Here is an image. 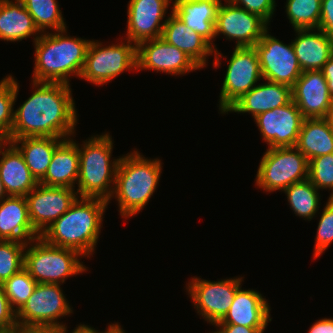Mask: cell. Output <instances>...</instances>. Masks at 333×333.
I'll return each mask as SVG.
<instances>
[{
  "label": "cell",
  "mask_w": 333,
  "mask_h": 333,
  "mask_svg": "<svg viewBox=\"0 0 333 333\" xmlns=\"http://www.w3.org/2000/svg\"><path fill=\"white\" fill-rule=\"evenodd\" d=\"M32 82L33 94L14 110L8 141L22 137H73L78 116L70 85Z\"/></svg>",
  "instance_id": "6da1fadb"
},
{
  "label": "cell",
  "mask_w": 333,
  "mask_h": 333,
  "mask_svg": "<svg viewBox=\"0 0 333 333\" xmlns=\"http://www.w3.org/2000/svg\"><path fill=\"white\" fill-rule=\"evenodd\" d=\"M109 202L78 197L59 219L40 237L48 244L75 250L83 258L91 256L101 232L103 213Z\"/></svg>",
  "instance_id": "7a4b0ae2"
},
{
  "label": "cell",
  "mask_w": 333,
  "mask_h": 333,
  "mask_svg": "<svg viewBox=\"0 0 333 333\" xmlns=\"http://www.w3.org/2000/svg\"><path fill=\"white\" fill-rule=\"evenodd\" d=\"M66 34L67 28L54 33H41L34 42L35 65L32 81L70 85L71 76L80 78L90 40Z\"/></svg>",
  "instance_id": "3957f363"
},
{
  "label": "cell",
  "mask_w": 333,
  "mask_h": 333,
  "mask_svg": "<svg viewBox=\"0 0 333 333\" xmlns=\"http://www.w3.org/2000/svg\"><path fill=\"white\" fill-rule=\"evenodd\" d=\"M161 170L160 159H147L139 151L120 157L111 198L117 199L122 218L135 216L147 205L159 184Z\"/></svg>",
  "instance_id": "277c9868"
},
{
  "label": "cell",
  "mask_w": 333,
  "mask_h": 333,
  "mask_svg": "<svg viewBox=\"0 0 333 333\" xmlns=\"http://www.w3.org/2000/svg\"><path fill=\"white\" fill-rule=\"evenodd\" d=\"M79 151V177L77 195L82 198H99L110 202L115 185L119 158L111 160L113 140L109 133L94 135ZM111 160V161H110Z\"/></svg>",
  "instance_id": "5b68a950"
},
{
  "label": "cell",
  "mask_w": 333,
  "mask_h": 333,
  "mask_svg": "<svg viewBox=\"0 0 333 333\" xmlns=\"http://www.w3.org/2000/svg\"><path fill=\"white\" fill-rule=\"evenodd\" d=\"M81 256L75 250L50 245L39 237L25 247L24 269L37 283L61 284L87 270L80 262Z\"/></svg>",
  "instance_id": "8992f818"
},
{
  "label": "cell",
  "mask_w": 333,
  "mask_h": 333,
  "mask_svg": "<svg viewBox=\"0 0 333 333\" xmlns=\"http://www.w3.org/2000/svg\"><path fill=\"white\" fill-rule=\"evenodd\" d=\"M266 150L257 171L256 186L270 193L308 179L309 161L295 146Z\"/></svg>",
  "instance_id": "52a82bcc"
},
{
  "label": "cell",
  "mask_w": 333,
  "mask_h": 333,
  "mask_svg": "<svg viewBox=\"0 0 333 333\" xmlns=\"http://www.w3.org/2000/svg\"><path fill=\"white\" fill-rule=\"evenodd\" d=\"M127 41V42H126ZM91 40L86 52L85 65L80 78L101 86L112 81L125 70H137V45L125 43L103 46Z\"/></svg>",
  "instance_id": "ba28073f"
},
{
  "label": "cell",
  "mask_w": 333,
  "mask_h": 333,
  "mask_svg": "<svg viewBox=\"0 0 333 333\" xmlns=\"http://www.w3.org/2000/svg\"><path fill=\"white\" fill-rule=\"evenodd\" d=\"M62 284L37 283L27 302L16 312L22 328H62L58 319L71 314L72 308L60 287Z\"/></svg>",
  "instance_id": "9c48e42d"
},
{
  "label": "cell",
  "mask_w": 333,
  "mask_h": 333,
  "mask_svg": "<svg viewBox=\"0 0 333 333\" xmlns=\"http://www.w3.org/2000/svg\"><path fill=\"white\" fill-rule=\"evenodd\" d=\"M220 91L219 110L221 114L263 79L258 53L254 46L235 47L227 65Z\"/></svg>",
  "instance_id": "30bf717a"
},
{
  "label": "cell",
  "mask_w": 333,
  "mask_h": 333,
  "mask_svg": "<svg viewBox=\"0 0 333 333\" xmlns=\"http://www.w3.org/2000/svg\"><path fill=\"white\" fill-rule=\"evenodd\" d=\"M243 277L208 281L193 277L186 285L197 313L208 323L215 325L227 314Z\"/></svg>",
  "instance_id": "8fae6325"
},
{
  "label": "cell",
  "mask_w": 333,
  "mask_h": 333,
  "mask_svg": "<svg viewBox=\"0 0 333 333\" xmlns=\"http://www.w3.org/2000/svg\"><path fill=\"white\" fill-rule=\"evenodd\" d=\"M254 47L258 53L263 80L292 88L302 74L292 42L286 45L267 30Z\"/></svg>",
  "instance_id": "7c38bea8"
},
{
  "label": "cell",
  "mask_w": 333,
  "mask_h": 333,
  "mask_svg": "<svg viewBox=\"0 0 333 333\" xmlns=\"http://www.w3.org/2000/svg\"><path fill=\"white\" fill-rule=\"evenodd\" d=\"M25 197L31 224L41 235L69 210L79 196L72 188L45 186L39 183Z\"/></svg>",
  "instance_id": "4fadbf2b"
},
{
  "label": "cell",
  "mask_w": 333,
  "mask_h": 333,
  "mask_svg": "<svg viewBox=\"0 0 333 333\" xmlns=\"http://www.w3.org/2000/svg\"><path fill=\"white\" fill-rule=\"evenodd\" d=\"M220 4L215 23V37L220 33L228 40H236L235 47L255 46L268 30V23L260 16L225 0ZM228 3V4H227Z\"/></svg>",
  "instance_id": "5bb4252c"
},
{
  "label": "cell",
  "mask_w": 333,
  "mask_h": 333,
  "mask_svg": "<svg viewBox=\"0 0 333 333\" xmlns=\"http://www.w3.org/2000/svg\"><path fill=\"white\" fill-rule=\"evenodd\" d=\"M302 113L291 100L288 104L258 114L254 118L268 148L292 147L303 123Z\"/></svg>",
  "instance_id": "9a60e30c"
},
{
  "label": "cell",
  "mask_w": 333,
  "mask_h": 333,
  "mask_svg": "<svg viewBox=\"0 0 333 333\" xmlns=\"http://www.w3.org/2000/svg\"><path fill=\"white\" fill-rule=\"evenodd\" d=\"M201 67L185 52L168 44L161 37L137 45V71L155 70L170 75H184Z\"/></svg>",
  "instance_id": "2e32d148"
},
{
  "label": "cell",
  "mask_w": 333,
  "mask_h": 333,
  "mask_svg": "<svg viewBox=\"0 0 333 333\" xmlns=\"http://www.w3.org/2000/svg\"><path fill=\"white\" fill-rule=\"evenodd\" d=\"M172 0H130L126 40L138 45L162 36L166 10ZM162 21V22H161ZM161 22V23H160Z\"/></svg>",
  "instance_id": "e0dca14e"
},
{
  "label": "cell",
  "mask_w": 333,
  "mask_h": 333,
  "mask_svg": "<svg viewBox=\"0 0 333 333\" xmlns=\"http://www.w3.org/2000/svg\"><path fill=\"white\" fill-rule=\"evenodd\" d=\"M172 12L197 34L205 38L214 49L213 66L219 67L223 57L214 46L215 23L221 0H175Z\"/></svg>",
  "instance_id": "ac0fdd59"
},
{
  "label": "cell",
  "mask_w": 333,
  "mask_h": 333,
  "mask_svg": "<svg viewBox=\"0 0 333 333\" xmlns=\"http://www.w3.org/2000/svg\"><path fill=\"white\" fill-rule=\"evenodd\" d=\"M332 98L321 70L302 72L292 87V100L304 118H324Z\"/></svg>",
  "instance_id": "d6986e66"
},
{
  "label": "cell",
  "mask_w": 333,
  "mask_h": 333,
  "mask_svg": "<svg viewBox=\"0 0 333 333\" xmlns=\"http://www.w3.org/2000/svg\"><path fill=\"white\" fill-rule=\"evenodd\" d=\"M257 290L236 291L234 301L225 317L215 325H241L250 328H266L270 316V306Z\"/></svg>",
  "instance_id": "ffe728a7"
},
{
  "label": "cell",
  "mask_w": 333,
  "mask_h": 333,
  "mask_svg": "<svg viewBox=\"0 0 333 333\" xmlns=\"http://www.w3.org/2000/svg\"><path fill=\"white\" fill-rule=\"evenodd\" d=\"M39 237L31 224L25 196H8L0 202V240L28 243Z\"/></svg>",
  "instance_id": "44dd1931"
},
{
  "label": "cell",
  "mask_w": 333,
  "mask_h": 333,
  "mask_svg": "<svg viewBox=\"0 0 333 333\" xmlns=\"http://www.w3.org/2000/svg\"><path fill=\"white\" fill-rule=\"evenodd\" d=\"M0 155V179L8 196H26L39 184L12 142L0 147Z\"/></svg>",
  "instance_id": "7402d4cb"
},
{
  "label": "cell",
  "mask_w": 333,
  "mask_h": 333,
  "mask_svg": "<svg viewBox=\"0 0 333 333\" xmlns=\"http://www.w3.org/2000/svg\"><path fill=\"white\" fill-rule=\"evenodd\" d=\"M297 37L292 45L302 70H322L328 59L333 55V37L321 29H295ZM315 31V32H313Z\"/></svg>",
  "instance_id": "603a6c76"
},
{
  "label": "cell",
  "mask_w": 333,
  "mask_h": 333,
  "mask_svg": "<svg viewBox=\"0 0 333 333\" xmlns=\"http://www.w3.org/2000/svg\"><path fill=\"white\" fill-rule=\"evenodd\" d=\"M292 100V88L288 85L268 81L253 87L236 101L227 111L235 113H251L253 118L288 104Z\"/></svg>",
  "instance_id": "cb8c5ba5"
},
{
  "label": "cell",
  "mask_w": 333,
  "mask_h": 333,
  "mask_svg": "<svg viewBox=\"0 0 333 333\" xmlns=\"http://www.w3.org/2000/svg\"><path fill=\"white\" fill-rule=\"evenodd\" d=\"M165 22L161 38L185 52L201 68L206 67L207 56L215 52L213 46L187 27L172 11Z\"/></svg>",
  "instance_id": "d4e9b609"
},
{
  "label": "cell",
  "mask_w": 333,
  "mask_h": 333,
  "mask_svg": "<svg viewBox=\"0 0 333 333\" xmlns=\"http://www.w3.org/2000/svg\"><path fill=\"white\" fill-rule=\"evenodd\" d=\"M78 144L72 138L64 139L54 151L45 176L39 181L45 186L75 189L79 177Z\"/></svg>",
  "instance_id": "484cf974"
},
{
  "label": "cell",
  "mask_w": 333,
  "mask_h": 333,
  "mask_svg": "<svg viewBox=\"0 0 333 333\" xmlns=\"http://www.w3.org/2000/svg\"><path fill=\"white\" fill-rule=\"evenodd\" d=\"M40 34L21 0H0V40L15 42L35 35V42Z\"/></svg>",
  "instance_id": "4316f807"
},
{
  "label": "cell",
  "mask_w": 333,
  "mask_h": 333,
  "mask_svg": "<svg viewBox=\"0 0 333 333\" xmlns=\"http://www.w3.org/2000/svg\"><path fill=\"white\" fill-rule=\"evenodd\" d=\"M295 147L308 161L333 153V130L324 118H305Z\"/></svg>",
  "instance_id": "83f0119b"
},
{
  "label": "cell",
  "mask_w": 333,
  "mask_h": 333,
  "mask_svg": "<svg viewBox=\"0 0 333 333\" xmlns=\"http://www.w3.org/2000/svg\"><path fill=\"white\" fill-rule=\"evenodd\" d=\"M63 140L54 137H22L11 142L22 153L27 167L39 182L45 176L55 148Z\"/></svg>",
  "instance_id": "f1b7e54d"
},
{
  "label": "cell",
  "mask_w": 333,
  "mask_h": 333,
  "mask_svg": "<svg viewBox=\"0 0 333 333\" xmlns=\"http://www.w3.org/2000/svg\"><path fill=\"white\" fill-rule=\"evenodd\" d=\"M309 179L294 183L283 190L290 208L304 220H311L319 210L320 194Z\"/></svg>",
  "instance_id": "f546056e"
},
{
  "label": "cell",
  "mask_w": 333,
  "mask_h": 333,
  "mask_svg": "<svg viewBox=\"0 0 333 333\" xmlns=\"http://www.w3.org/2000/svg\"><path fill=\"white\" fill-rule=\"evenodd\" d=\"M24 7L32 16L40 33H46V29L59 31L67 26L62 12L56 0H21Z\"/></svg>",
  "instance_id": "4dcf8cb0"
},
{
  "label": "cell",
  "mask_w": 333,
  "mask_h": 333,
  "mask_svg": "<svg viewBox=\"0 0 333 333\" xmlns=\"http://www.w3.org/2000/svg\"><path fill=\"white\" fill-rule=\"evenodd\" d=\"M286 14L295 29H317L321 16V0H287Z\"/></svg>",
  "instance_id": "1f68e13d"
},
{
  "label": "cell",
  "mask_w": 333,
  "mask_h": 333,
  "mask_svg": "<svg viewBox=\"0 0 333 333\" xmlns=\"http://www.w3.org/2000/svg\"><path fill=\"white\" fill-rule=\"evenodd\" d=\"M5 295L12 308L17 312L32 295L37 282L23 268L2 284Z\"/></svg>",
  "instance_id": "d6a6232c"
},
{
  "label": "cell",
  "mask_w": 333,
  "mask_h": 333,
  "mask_svg": "<svg viewBox=\"0 0 333 333\" xmlns=\"http://www.w3.org/2000/svg\"><path fill=\"white\" fill-rule=\"evenodd\" d=\"M19 92V83L12 75H8L0 81V132L9 139L13 118L14 104Z\"/></svg>",
  "instance_id": "836d02e7"
},
{
  "label": "cell",
  "mask_w": 333,
  "mask_h": 333,
  "mask_svg": "<svg viewBox=\"0 0 333 333\" xmlns=\"http://www.w3.org/2000/svg\"><path fill=\"white\" fill-rule=\"evenodd\" d=\"M27 243L0 240V284L24 268Z\"/></svg>",
  "instance_id": "e575fe53"
},
{
  "label": "cell",
  "mask_w": 333,
  "mask_h": 333,
  "mask_svg": "<svg viewBox=\"0 0 333 333\" xmlns=\"http://www.w3.org/2000/svg\"><path fill=\"white\" fill-rule=\"evenodd\" d=\"M308 179L318 190H331L333 198V153L309 160Z\"/></svg>",
  "instance_id": "d590c367"
},
{
  "label": "cell",
  "mask_w": 333,
  "mask_h": 333,
  "mask_svg": "<svg viewBox=\"0 0 333 333\" xmlns=\"http://www.w3.org/2000/svg\"><path fill=\"white\" fill-rule=\"evenodd\" d=\"M333 242V198H329L326 206L321 214L317 233L315 238V246L313 259L318 258L330 247Z\"/></svg>",
  "instance_id": "8d00e7d4"
},
{
  "label": "cell",
  "mask_w": 333,
  "mask_h": 333,
  "mask_svg": "<svg viewBox=\"0 0 333 333\" xmlns=\"http://www.w3.org/2000/svg\"><path fill=\"white\" fill-rule=\"evenodd\" d=\"M232 4L256 14L263 18L267 23L274 15L275 0H229ZM243 6V7H242Z\"/></svg>",
  "instance_id": "74e56055"
},
{
  "label": "cell",
  "mask_w": 333,
  "mask_h": 333,
  "mask_svg": "<svg viewBox=\"0 0 333 333\" xmlns=\"http://www.w3.org/2000/svg\"><path fill=\"white\" fill-rule=\"evenodd\" d=\"M18 325L16 311L12 308L0 284V330L11 329Z\"/></svg>",
  "instance_id": "f35d334b"
},
{
  "label": "cell",
  "mask_w": 333,
  "mask_h": 333,
  "mask_svg": "<svg viewBox=\"0 0 333 333\" xmlns=\"http://www.w3.org/2000/svg\"><path fill=\"white\" fill-rule=\"evenodd\" d=\"M318 29L333 37V0H321V16Z\"/></svg>",
  "instance_id": "ab89813d"
},
{
  "label": "cell",
  "mask_w": 333,
  "mask_h": 333,
  "mask_svg": "<svg viewBox=\"0 0 333 333\" xmlns=\"http://www.w3.org/2000/svg\"><path fill=\"white\" fill-rule=\"evenodd\" d=\"M214 333H264L265 328H250L241 325H215Z\"/></svg>",
  "instance_id": "60d3db41"
},
{
  "label": "cell",
  "mask_w": 333,
  "mask_h": 333,
  "mask_svg": "<svg viewBox=\"0 0 333 333\" xmlns=\"http://www.w3.org/2000/svg\"><path fill=\"white\" fill-rule=\"evenodd\" d=\"M308 333H333V319L322 318L313 323Z\"/></svg>",
  "instance_id": "b9f144b4"
},
{
  "label": "cell",
  "mask_w": 333,
  "mask_h": 333,
  "mask_svg": "<svg viewBox=\"0 0 333 333\" xmlns=\"http://www.w3.org/2000/svg\"><path fill=\"white\" fill-rule=\"evenodd\" d=\"M321 71L327 81L330 95L333 97V55L328 59Z\"/></svg>",
  "instance_id": "7bdbcfd3"
},
{
  "label": "cell",
  "mask_w": 333,
  "mask_h": 333,
  "mask_svg": "<svg viewBox=\"0 0 333 333\" xmlns=\"http://www.w3.org/2000/svg\"><path fill=\"white\" fill-rule=\"evenodd\" d=\"M24 333H64L62 328H24Z\"/></svg>",
  "instance_id": "ee69618b"
},
{
  "label": "cell",
  "mask_w": 333,
  "mask_h": 333,
  "mask_svg": "<svg viewBox=\"0 0 333 333\" xmlns=\"http://www.w3.org/2000/svg\"><path fill=\"white\" fill-rule=\"evenodd\" d=\"M62 329H63L64 333H67L66 325L64 327H62ZM72 333H101V332H98V330H95V328H92L89 325L80 324V325H78V327L74 328Z\"/></svg>",
  "instance_id": "f6af8a7d"
},
{
  "label": "cell",
  "mask_w": 333,
  "mask_h": 333,
  "mask_svg": "<svg viewBox=\"0 0 333 333\" xmlns=\"http://www.w3.org/2000/svg\"><path fill=\"white\" fill-rule=\"evenodd\" d=\"M101 333H126L121 326L117 323L115 324H110L107 327V330H105L104 332L101 331Z\"/></svg>",
  "instance_id": "bcb514c9"
},
{
  "label": "cell",
  "mask_w": 333,
  "mask_h": 333,
  "mask_svg": "<svg viewBox=\"0 0 333 333\" xmlns=\"http://www.w3.org/2000/svg\"><path fill=\"white\" fill-rule=\"evenodd\" d=\"M324 119L326 120V122L329 124V126L333 130V98H332V102L329 106V109L327 110V113H326Z\"/></svg>",
  "instance_id": "7dc6e473"
},
{
  "label": "cell",
  "mask_w": 333,
  "mask_h": 333,
  "mask_svg": "<svg viewBox=\"0 0 333 333\" xmlns=\"http://www.w3.org/2000/svg\"><path fill=\"white\" fill-rule=\"evenodd\" d=\"M0 333H24V328L17 325L11 329L0 330Z\"/></svg>",
  "instance_id": "c3c4849f"
},
{
  "label": "cell",
  "mask_w": 333,
  "mask_h": 333,
  "mask_svg": "<svg viewBox=\"0 0 333 333\" xmlns=\"http://www.w3.org/2000/svg\"><path fill=\"white\" fill-rule=\"evenodd\" d=\"M8 197V194L6 193L5 189H4V186H3V183L0 179V202L7 198Z\"/></svg>",
  "instance_id": "681fc988"
},
{
  "label": "cell",
  "mask_w": 333,
  "mask_h": 333,
  "mask_svg": "<svg viewBox=\"0 0 333 333\" xmlns=\"http://www.w3.org/2000/svg\"><path fill=\"white\" fill-rule=\"evenodd\" d=\"M6 142H8V139L0 132V147L3 146Z\"/></svg>",
  "instance_id": "f907efd6"
}]
</instances>
